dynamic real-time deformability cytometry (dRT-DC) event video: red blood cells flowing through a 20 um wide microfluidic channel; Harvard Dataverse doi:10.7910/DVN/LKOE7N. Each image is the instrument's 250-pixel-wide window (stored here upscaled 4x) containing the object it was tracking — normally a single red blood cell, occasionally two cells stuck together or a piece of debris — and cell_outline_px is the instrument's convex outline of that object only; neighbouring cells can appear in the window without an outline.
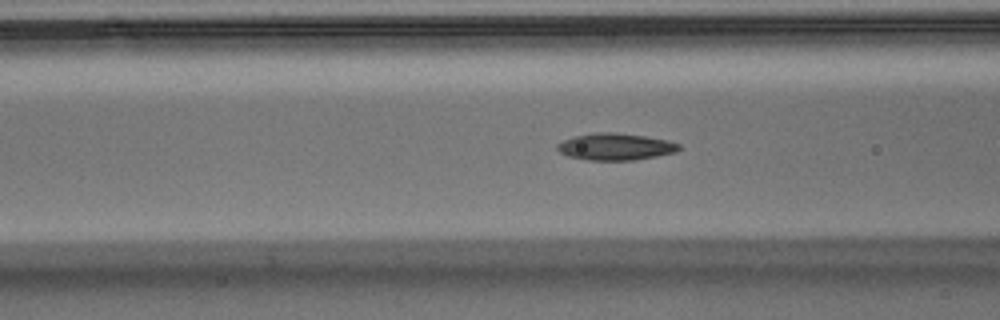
{"species": "Egyptian fruit bat (a non-hibernating species)", "species_latin": "Rousettus aegyptiacus", "temperature_condition": "warm", "stored_images_in_passage": 33, "camera_frame_rate_fps": 3000, "um_per_image_px": 0.085, "animal": {"sex": "male"}, "frame": {"image": 1, "passage_image": 11, "time_ms": 3.333, "image_size_px": [1000, 320], "cell_outline_px": [[680, 148], [676, 152], [656, 156], [632, 160], [588, 160], [568, 156], [560, 152], [556, 148], [556, 144], [572, 136], [596, 132], [616, 132], [644, 136], [668, 140], [680, 144]], "centroid_in_image_um": [52.29, 12.46], "position_along_channel_um": 114.3, "area_um2": 19.07}}
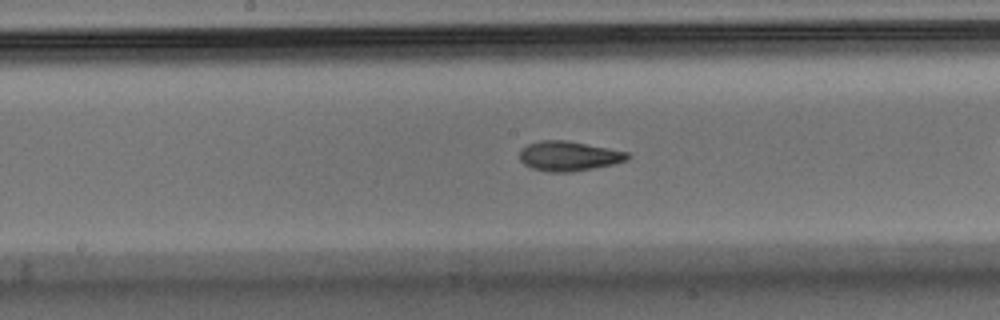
{"frame": {"image": 2, "passage_image": 18, "time_ms": 5.667, "image_size_px": [1000, 320], "cell_outline_px": [[632, 156], [628, 160], [612, 164], [572, 172], [548, 172], [532, 168], [524, 164], [520, 160], [520, 148], [528, 144], [540, 140], [568, 140], [628, 152]], "centroid_in_image_um": [48.34, 13.26], "position_along_channel_um": 199.9, "area_um2": 18.79}}
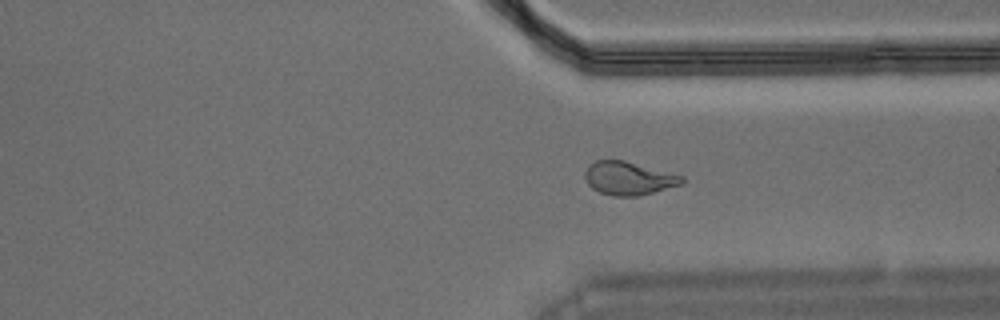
{"frame": {"image": 3, "passage_image": 31, "time_ms": 10.0, "image_size_px": [1000, 320], "cell_outline_px": [[684, 184], [640, 196], [612, 196], [600, 192], [592, 188], [588, 184], [584, 176], [584, 172], [588, 164], [596, 160], [624, 160], [684, 176]], "centroid_in_image_um": [53.44, 15.16], "position_along_channel_um": 358.0, "area_um2": 19.02}}